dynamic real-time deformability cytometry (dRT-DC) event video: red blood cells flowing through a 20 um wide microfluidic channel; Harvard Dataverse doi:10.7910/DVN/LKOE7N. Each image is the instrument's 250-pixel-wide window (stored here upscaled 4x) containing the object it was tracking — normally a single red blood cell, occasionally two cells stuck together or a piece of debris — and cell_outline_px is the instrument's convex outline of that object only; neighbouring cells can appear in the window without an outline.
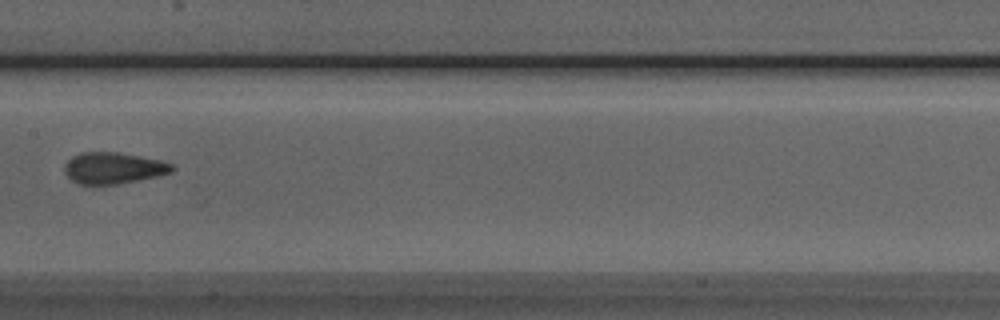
{"species": "Egyptian fruit bat (a non-hibernating species)", "species_latin": "Rousettus aegyptiacus", "temperature_condition": "room temperature", "stored_images_in_passage": 8, "camera_frame_rate_fps": 3000, "um_per_image_px": 0.085, "animal": {"sex": "male"}, "frame": {"image": 1, "passage_image": 8, "time_ms": 8.0, "image_size_px": [1000, 320], "cell_outline_px": [[176, 168], [172, 172], [140, 180], [116, 184], [80, 184], [72, 180], [64, 172], [64, 164], [72, 156], [80, 152], [120, 152], [160, 160], [172, 164]], "centroid_in_image_um": [9.63, 14.27], "position_along_channel_um": 197.8, "area_um2": 19.71}}